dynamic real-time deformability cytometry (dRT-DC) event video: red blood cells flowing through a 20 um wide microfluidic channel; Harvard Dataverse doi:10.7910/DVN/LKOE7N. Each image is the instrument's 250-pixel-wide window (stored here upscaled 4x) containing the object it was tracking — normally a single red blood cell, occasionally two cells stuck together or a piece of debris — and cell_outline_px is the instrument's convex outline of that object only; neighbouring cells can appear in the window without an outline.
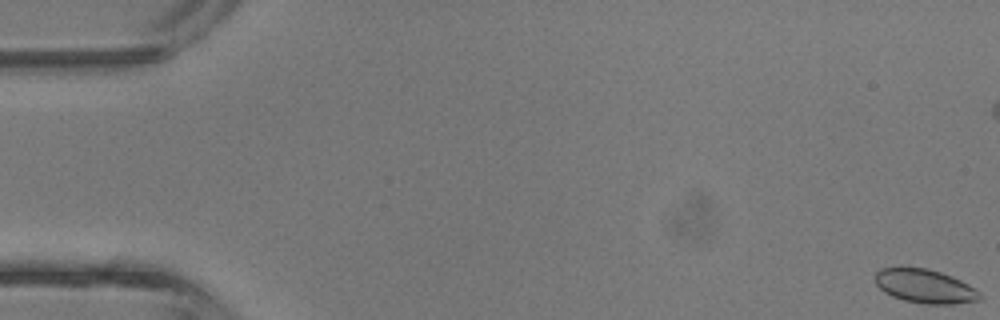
{"species": "common noctule bat (a hibernating species)", "species_latin": "Nyctalus noctula", "temperature_condition": "room temperature", "stored_images_in_passage": 6, "camera_frame_rate_fps": 3000, "um_per_image_px": 0.085, "animal": {"sex": "male", "body_mass_g": 13.3}, "frame": {"image": 1, "passage_image": 1, "time_ms": 0.0, "image_size_px": [1000, 320], "cell_outline_px": [[980, 296], [976, 300], [952, 304], [924, 304], [904, 300], [892, 296], [884, 292], [876, 284], [876, 272], [880, 268], [900, 264], [928, 268], [952, 276], [976, 288], [980, 292]], "centroid_in_image_um": [78.55, 24.27], "position_along_channel_um": 6.5, "area_um2": 21.1}}